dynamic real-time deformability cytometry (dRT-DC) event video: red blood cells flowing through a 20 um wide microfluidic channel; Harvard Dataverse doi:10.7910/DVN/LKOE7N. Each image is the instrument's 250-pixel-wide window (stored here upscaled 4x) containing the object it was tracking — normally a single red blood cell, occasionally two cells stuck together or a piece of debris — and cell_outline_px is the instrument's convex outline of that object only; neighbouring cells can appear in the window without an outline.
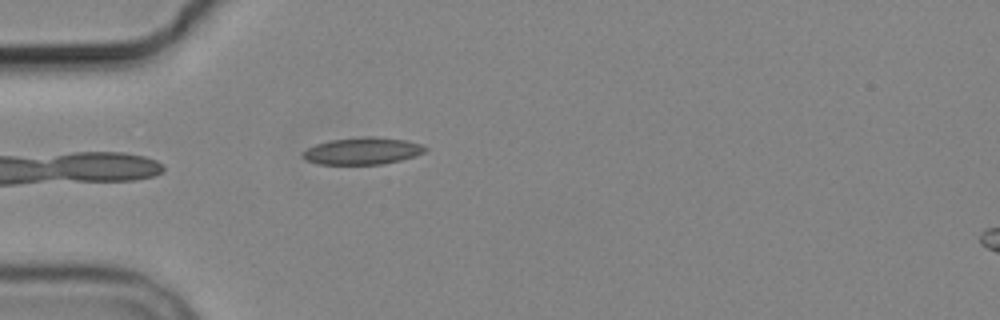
{"species": "common noctule bat (a hibernating species)", "species_latin": "Nyctalus noctula", "temperature_condition": "cold", "stored_images_in_passage": 5, "camera_frame_rate_fps": 3000, "um_per_image_px": 0.085, "animal": {"sex": "male", "body_mass_g": 19.2, "forearm_length_mm": 51.8}, "frame": {"image": 1, "passage_image": 5, "time_ms": 5.667, "image_size_px": [1000, 320], "cell_outline_px": [[428, 148], [424, 152], [416, 156], [384, 164], [316, 164], [304, 160], [300, 156], [308, 148], [316, 144], [328, 140], [360, 136], [372, 136], [408, 140], [420, 144]], "centroid_in_image_um": [30.8, 12.82], "position_along_channel_um": 54.2, "area_um2": 19.54}}